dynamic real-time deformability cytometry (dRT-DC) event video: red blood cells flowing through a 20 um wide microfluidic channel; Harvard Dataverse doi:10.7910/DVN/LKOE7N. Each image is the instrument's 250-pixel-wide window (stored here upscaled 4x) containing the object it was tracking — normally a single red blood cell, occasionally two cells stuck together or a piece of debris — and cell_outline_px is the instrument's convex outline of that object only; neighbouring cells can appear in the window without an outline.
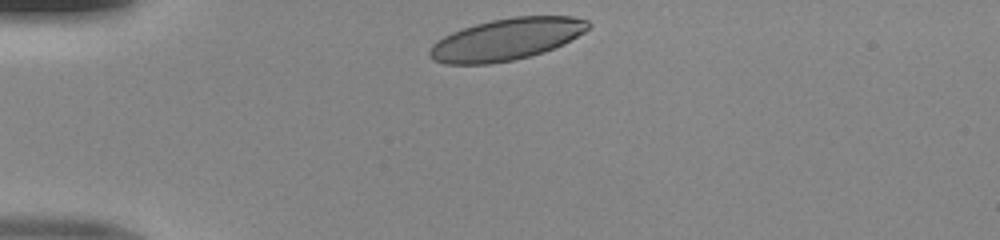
{"species": "human", "species_latin": "Homo sapiens", "temperature_condition": "room temperature", "stored_images_in_passage": 30, "camera_frame_rate_fps": 3000, "um_per_image_px": 0.085, "donor": {"sex": "male"}, "frame": {"image": 1, "passage_image": 1, "time_ms": 0.0, "image_size_px": [1000, 240], "cell_outline_px": [[592, 24], [584, 32], [564, 44], [544, 52], [512, 60], [488, 64], [444, 64], [432, 60], [428, 56], [428, 52], [432, 44], [444, 36], [452, 32], [476, 24], [492, 20], [516, 16], [572, 16], [588, 20]], "centroid_in_image_um": [43.04, 3.34], "position_along_channel_um": 42.0, "area_um2": 38.61}}
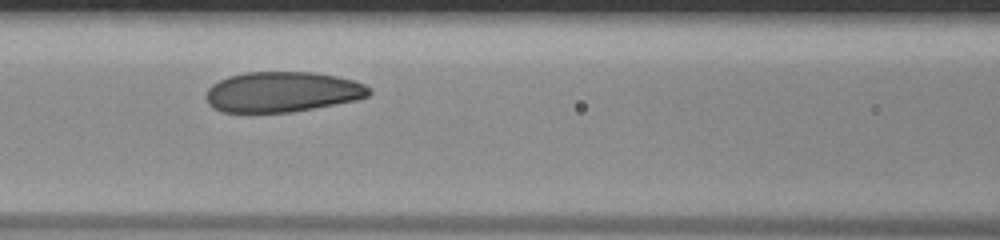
{"frame": {"image": 2, "passage_image": 11, "time_ms": 3.333, "image_size_px": [1000, 240], "cell_outline_px": [[372, 92], [368, 96], [356, 100], [292, 112], [224, 112], [208, 104], [204, 96], [208, 88], [212, 84], [228, 76], [244, 72], [316, 72], [336, 76], [352, 80], [364, 84], [372, 88]], "centroid_in_image_um": [23.99, 7.8], "position_along_channel_um": 142.6, "area_um2": 38.44}}
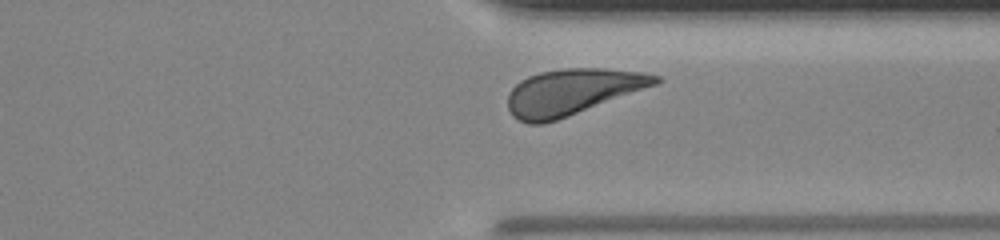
{"frame": {"image": 3, "passage_image": 27, "time_ms": 8.667, "image_size_px": [1000, 240], "cell_outline_px": [[664, 80], [660, 84], [556, 120], [544, 124], [528, 124], [512, 116], [508, 108], [508, 92], [520, 80], [528, 76], [540, 72], [564, 68], [604, 68], [644, 72], [660, 76]], "centroid_in_image_um": [48.68, 7.8], "position_along_channel_um": 362.7, "area_um2": 39.82}}